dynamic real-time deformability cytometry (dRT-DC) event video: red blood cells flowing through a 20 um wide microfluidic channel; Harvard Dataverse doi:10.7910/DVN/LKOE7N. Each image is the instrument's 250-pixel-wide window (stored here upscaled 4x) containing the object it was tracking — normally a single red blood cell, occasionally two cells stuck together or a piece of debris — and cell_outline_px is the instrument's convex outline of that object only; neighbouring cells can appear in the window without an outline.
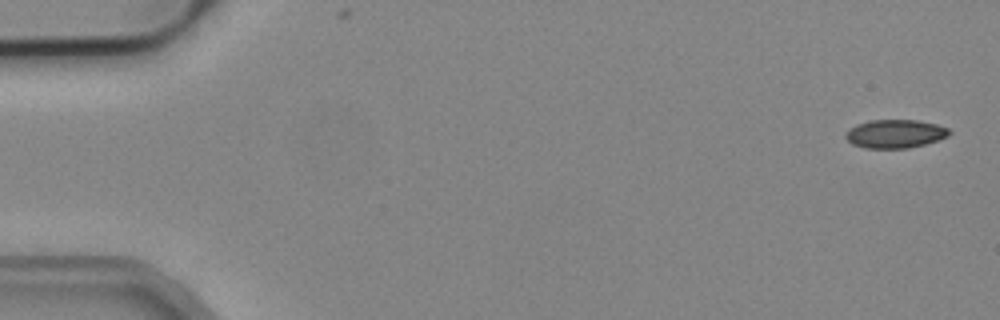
{"species": "common noctule bat (a hibernating species)", "species_latin": "Nyctalus noctula", "temperature_condition": "cold", "stored_images_in_passage": 3, "camera_frame_rate_fps": 3000, "um_per_image_px": 0.085, "animal": {"sex": "male", "body_mass_g": 19.2, "forearm_length_mm": 51.8}, "frame": {"image": 1, "passage_image": 1, "time_ms": 0.0, "image_size_px": [1000, 320], "cell_outline_px": [[952, 132], [948, 136], [924, 144], [908, 148], [864, 148], [852, 144], [844, 136], [856, 124], [868, 120], [916, 120], [936, 124], [948, 128]], "centroid_in_image_um": [76.09, 11.37], "position_along_channel_um": 8.9, "area_um2": 17.05}}